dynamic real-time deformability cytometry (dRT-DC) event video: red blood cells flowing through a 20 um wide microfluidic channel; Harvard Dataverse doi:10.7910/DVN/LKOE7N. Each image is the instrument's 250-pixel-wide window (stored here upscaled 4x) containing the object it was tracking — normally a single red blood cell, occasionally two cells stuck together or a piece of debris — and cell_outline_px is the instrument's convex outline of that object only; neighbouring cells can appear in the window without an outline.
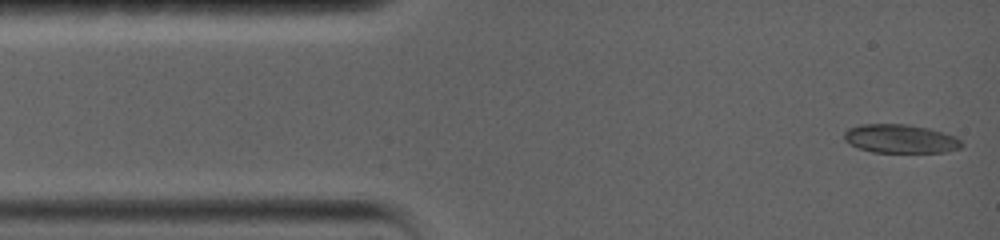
{"species": "common noctule bat (a hibernating species)", "species_latin": "Nyctalus noctula", "temperature_condition": "warm", "stored_images_in_passage": 45, "camera_frame_rate_fps": 5000, "um_per_image_px": 0.085, "animal": {"sex": "female", "body_mass_g": 19.0, "forearm_length_mm": 56.7}, "frame": {"image": 1, "passage_image": 1, "time_ms": 0.0, "image_size_px": [1000, 240], "cell_outline_px": [[964, 144], [960, 148], [944, 152], [872, 152], [860, 148], [844, 140], [844, 132], [848, 128], [860, 124], [908, 124], [928, 128], [956, 136]], "centroid_in_image_um": [76.54, 11.79], "position_along_channel_um": 8.5, "area_um2": 19.59}}
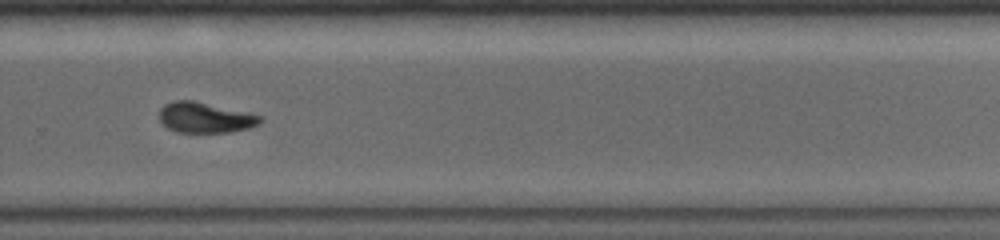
{"frame": {"image": 2, "passage_image": 20, "time_ms": 10.4, "image_size_px": [1000, 240], "cell_outline_px": [[264, 120], [260, 124], [248, 128], [228, 132], [176, 132], [168, 128], [160, 120], [160, 108], [164, 104], [176, 100], [192, 100], [264, 116]], "centroid_in_image_um": [17.46, 9.99], "position_along_channel_um": 312.3, "area_um2": 17.86}}
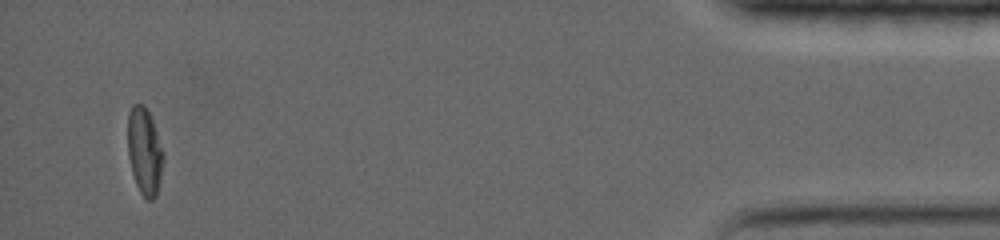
{"frame": {"image": 3, "passage_image": 39, "time_ms": 16.2, "image_size_px": [1000, 240], "cell_outline_px": [[164, 156], [160, 180], [156, 196], [152, 200], [148, 200], [140, 192], [136, 184], [132, 172], [128, 156], [128, 112], [132, 104], [144, 104], [152, 120], [164, 152]], "centroid_in_image_um": [12.28, 12.85], "position_along_channel_um": 422.9, "area_um2": 18.03}, "authors_computed_cell_mechanics": {"area_um2": 18.4382, "velocity_mm_per_s": 3.6135, "shape_relaxation_time_tau1_ms": 6.1409, "shape_relaxation_time_tau2_ms": 6.042, "deformation_change_tau1": 0.1867, "deformation_change_tau2": 0.1021}}